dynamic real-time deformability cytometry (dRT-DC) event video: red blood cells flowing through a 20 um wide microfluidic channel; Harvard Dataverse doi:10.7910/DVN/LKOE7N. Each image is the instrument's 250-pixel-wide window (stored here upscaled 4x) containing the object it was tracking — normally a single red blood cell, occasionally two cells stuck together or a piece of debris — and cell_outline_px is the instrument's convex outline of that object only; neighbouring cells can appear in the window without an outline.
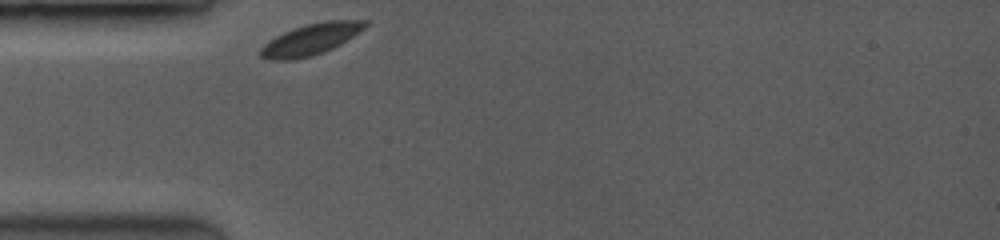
{"species": "common noctule bat (a hibernating species)", "species_latin": "Nyctalus noctula", "temperature_condition": "room temperature", "stored_images_in_passage": 1, "camera_frame_rate_fps": 3500, "um_per_image_px": 0.085, "animal": {"sex": "female", "body_mass_g": 19.0, "forearm_length_mm": 53.3}, "frame": {"image": 1, "passage_image": 1, "time_ms": 0.0, "image_size_px": [1000, 240], "cell_outline_px": [[368, 24], [364, 28], [340, 44], [324, 52], [312, 56], [292, 60], [268, 60], [260, 56], [256, 52], [268, 40], [292, 28], [304, 24], [324, 20], [368, 20]], "centroid_in_image_um": [26.36, 3.34], "position_along_channel_um": 58.6, "area_um2": 19.25}}